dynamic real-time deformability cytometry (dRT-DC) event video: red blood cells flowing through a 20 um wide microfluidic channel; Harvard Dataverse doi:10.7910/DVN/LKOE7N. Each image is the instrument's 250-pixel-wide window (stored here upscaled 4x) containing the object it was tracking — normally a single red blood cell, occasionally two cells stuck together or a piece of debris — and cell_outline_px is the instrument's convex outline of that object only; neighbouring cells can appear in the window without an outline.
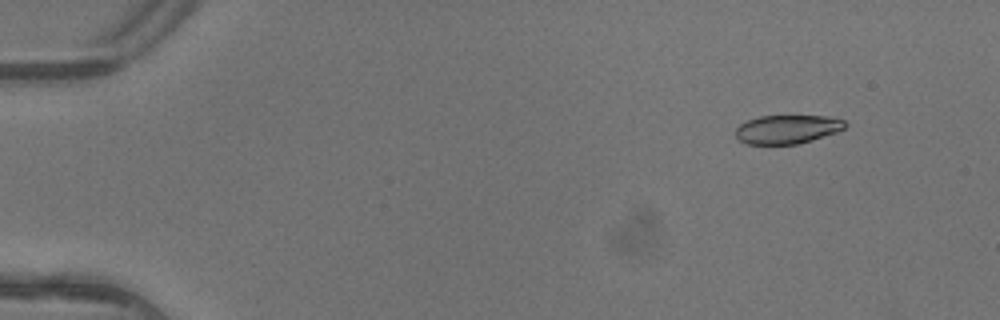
{"species": "common noctule bat (a hibernating species)", "species_latin": "Nyctalus noctula", "temperature_condition": "warm", "stored_images_in_passage": 4, "camera_frame_rate_fps": 3000, "um_per_image_px": 0.085, "animal": {"sex": "female"}, "frame": {"image": 1, "passage_image": 1, "time_ms": 0.0, "image_size_px": [1000, 320], "cell_outline_px": [[848, 124], [844, 128], [836, 132], [812, 140], [796, 144], [748, 144], [740, 140], [736, 136], [736, 128], [740, 124], [748, 120], [760, 116], [828, 116], [844, 120]], "centroid_in_image_um": [66.93, 10.98], "position_along_channel_um": 18.1, "area_um2": 18.21}}
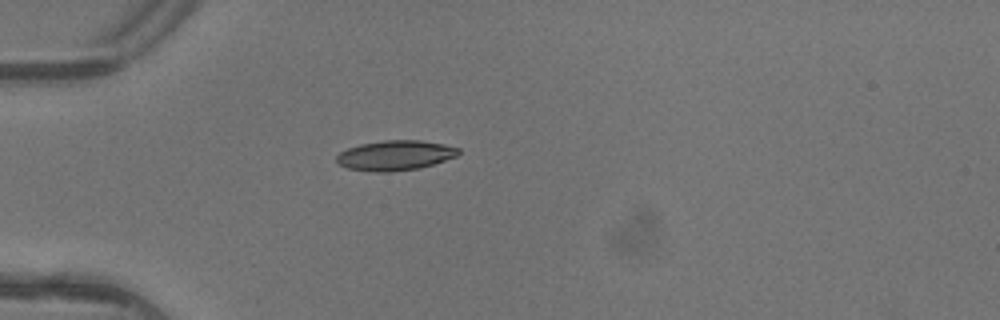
{"frame": {"image": 2, "passage_image": 4, "time_ms": 1.0, "image_size_px": [1000, 320], "cell_outline_px": [[460, 152], [456, 156], [420, 168], [388, 172], [376, 172], [348, 168], [340, 164], [336, 160], [336, 156], [340, 152], [348, 148], [360, 144], [384, 140], [420, 140], [444, 144], [460, 148]], "centroid_in_image_um": [33.59, 13.2], "position_along_channel_um": 51.4, "area_um2": 21.15}}